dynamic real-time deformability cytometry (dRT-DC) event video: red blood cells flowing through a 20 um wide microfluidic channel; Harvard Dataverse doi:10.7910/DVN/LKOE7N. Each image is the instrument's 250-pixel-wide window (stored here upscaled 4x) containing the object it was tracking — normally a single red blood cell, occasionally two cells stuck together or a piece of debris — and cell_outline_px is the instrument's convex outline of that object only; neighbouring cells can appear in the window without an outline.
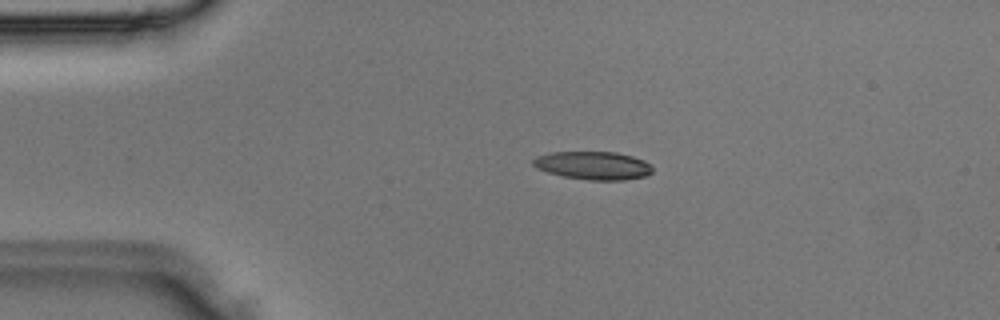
{"species": "Egyptian fruit bat (a non-hibernating species)", "species_latin": "Rousettus aegyptiacus", "temperature_condition": "room temperature", "stored_images_in_passage": 4, "camera_frame_rate_fps": 3000, "um_per_image_px": 0.085, "animal": {"sex": "male"}, "frame": {"image": 1, "passage_image": 3, "time_ms": 0.667, "image_size_px": [1000, 320], "cell_outline_px": [[652, 172], [648, 176], [624, 180], [588, 180], [564, 176], [548, 172], [536, 168], [532, 164], [532, 160], [536, 156], [552, 152], [616, 152], [632, 156], [644, 160], [652, 168]], "centroid_in_image_um": [50.42, 14.07], "position_along_channel_um": 34.6, "area_um2": 19.59}}